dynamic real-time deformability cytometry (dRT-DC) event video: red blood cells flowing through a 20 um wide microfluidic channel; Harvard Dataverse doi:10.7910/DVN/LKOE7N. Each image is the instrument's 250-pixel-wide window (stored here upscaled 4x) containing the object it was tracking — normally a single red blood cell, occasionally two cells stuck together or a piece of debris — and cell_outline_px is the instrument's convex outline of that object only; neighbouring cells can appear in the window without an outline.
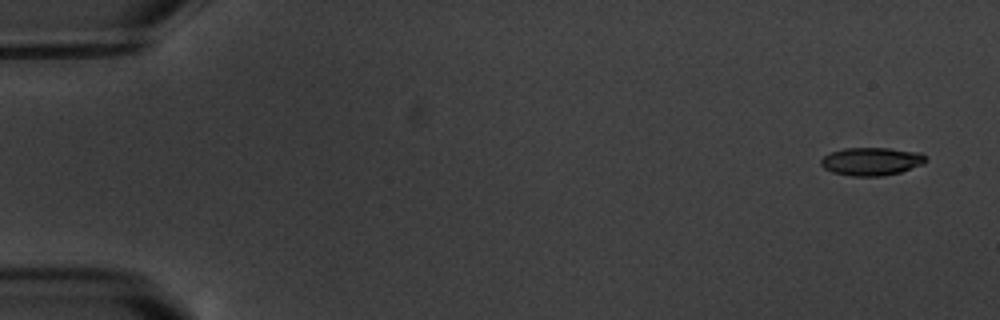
{"species": "common noctule bat (a hibernating species)", "species_latin": "Nyctalus noctula", "temperature_condition": "warm", "stored_images_in_passage": 6, "camera_frame_rate_fps": 3000, "um_per_image_px": 0.085, "animal": {"sex": "male", "body_mass_g": 20.1, "forearm_length_mm": 53.5}, "frame": {"image": 1, "passage_image": 1, "time_ms": 0.0, "image_size_px": [1000, 320], "cell_outline_px": [[928, 160], [924, 164], [900, 172], [884, 176], [852, 176], [832, 172], [824, 168], [820, 164], [820, 160], [824, 156], [832, 152], [844, 148], [888, 148], [920, 152], [928, 156]], "centroid_in_image_um": [74.11, 13.72], "position_along_channel_um": 10.9, "area_um2": 17.28}}
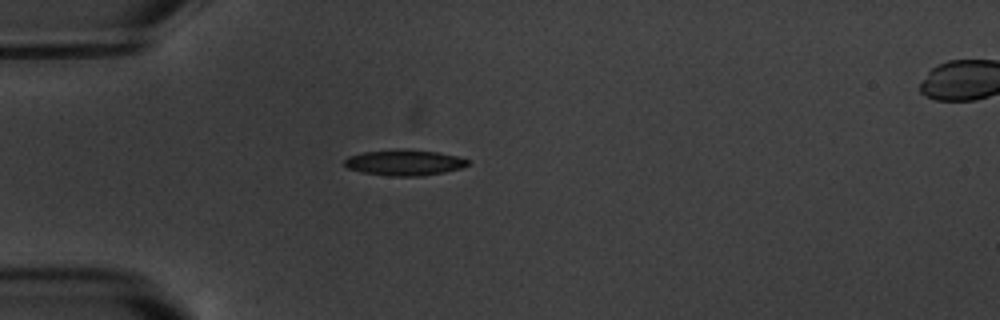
{"frame": {"image": 2, "passage_image": 5, "time_ms": 4.667, "image_size_px": [1000, 320], "cell_outline_px": [[468, 164], [460, 168], [444, 172], [424, 176], [388, 176], [360, 172], [348, 168], [344, 164], [344, 160], [348, 156], [364, 152], [436, 152], [456, 156], [468, 160]], "centroid_in_image_um": [34.34, 13.88], "position_along_channel_um": 50.7, "area_um2": 17.51}}